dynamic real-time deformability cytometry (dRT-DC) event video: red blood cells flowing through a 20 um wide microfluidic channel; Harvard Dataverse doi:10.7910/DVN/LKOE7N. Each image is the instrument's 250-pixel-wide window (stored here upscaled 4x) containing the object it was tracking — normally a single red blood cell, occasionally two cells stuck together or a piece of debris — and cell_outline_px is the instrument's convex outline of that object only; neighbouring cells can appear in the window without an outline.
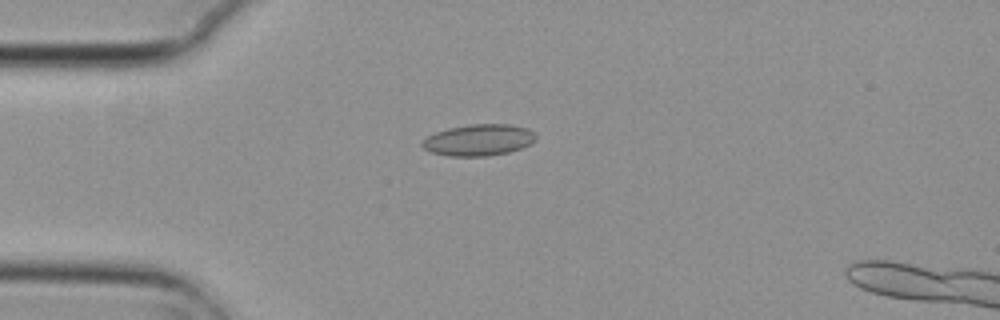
{"species": "common noctule bat (a hibernating species)", "species_latin": "Nyctalus noctula", "temperature_condition": "cold", "stored_images_in_passage": 5, "camera_frame_rate_fps": 3000, "um_per_image_px": 0.085, "animal": {"sex": "female", "body_mass_g": 29.2, "forearm_length_mm": 56.3}, "frame": {"image": 1, "passage_image": 4, "time_ms": 1.0, "image_size_px": [1000, 320], "cell_outline_px": [[536, 140], [520, 148], [508, 152], [488, 156], [448, 156], [432, 152], [424, 148], [420, 144], [420, 140], [436, 132], [448, 128], [468, 124], [508, 124], [528, 128], [536, 136]], "centroid_in_image_um": [40.65, 11.89], "position_along_channel_um": 44.3, "area_um2": 20.81}}